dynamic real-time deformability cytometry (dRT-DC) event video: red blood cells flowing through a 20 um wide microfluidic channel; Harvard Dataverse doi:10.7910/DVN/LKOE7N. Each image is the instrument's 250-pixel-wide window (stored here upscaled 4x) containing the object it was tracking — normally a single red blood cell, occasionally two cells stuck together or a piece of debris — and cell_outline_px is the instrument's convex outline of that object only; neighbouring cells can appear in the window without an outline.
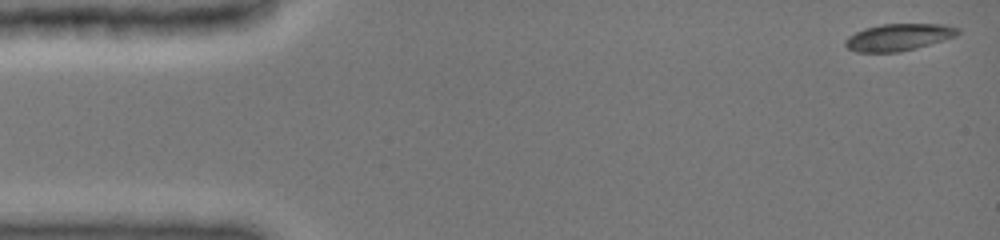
{"species": "common noctule bat (a hibernating species)", "species_latin": "Nyctalus noctula", "temperature_condition": "cold", "stored_images_in_passage": 40, "camera_frame_rate_fps": 3000, "um_per_image_px": 0.085, "animal": {"sex": "female", "body_mass_g": 19.0, "forearm_length_mm": 51.5}, "frame": {"image": 1, "passage_image": 1, "time_ms": 0.0, "image_size_px": [1000, 240], "cell_outline_px": [[960, 32], [956, 36], [944, 40], [916, 48], [900, 52], [856, 52], [848, 48], [844, 44], [844, 40], [848, 36], [864, 28], [880, 24], [944, 24], [960, 28]], "centroid_in_image_um": [76.38, 3.16], "position_along_channel_um": 8.6, "area_um2": 17.8}}
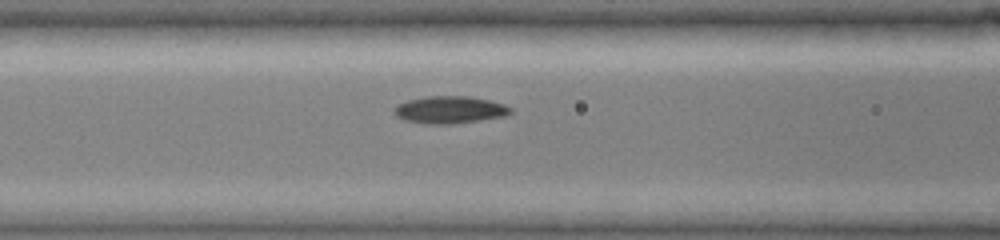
{"frame": {"image": 2, "passage_image": 17, "time_ms": 6.0, "image_size_px": [1000, 240], "cell_outline_px": [[512, 112], [504, 116], [452, 124], [424, 124], [404, 120], [396, 116], [392, 112], [396, 104], [408, 100], [424, 96], [468, 96], [488, 100], [504, 104], [512, 108]], "centroid_in_image_um": [38.17, 9.33], "position_along_channel_um": 128.4, "area_um2": 18.61}}
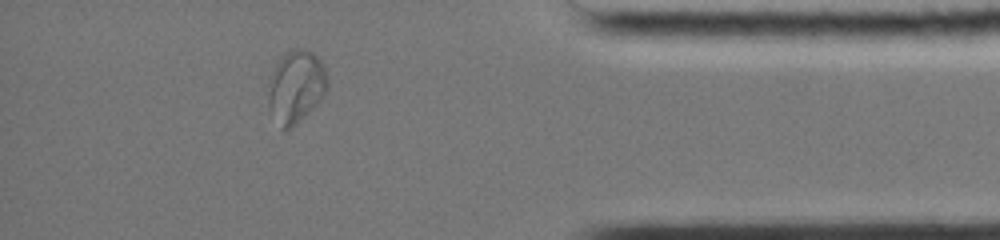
{"frame": {"image": 3, "passage_image": 35, "time_ms": 13.667, "image_size_px": [1000, 240], "cell_outline_px": [[328, 88], [324, 96], [288, 132], [268, 112], [268, 80], [276, 64], [292, 48], [300, 48], [312, 52], [324, 64], [328, 80]], "centroid_in_image_um": [25.15, 7.37], "position_along_channel_um": 410.0, "area_um2": 25.09}, "authors_computed_cell_mechanics": {"area_um2": 18.207, "velocity_mm_per_s": 3.945, "shape_relaxation_time_tau1_ms": 3.363, "shape_relaxation_time_tau2_ms": null, "deformation_change_tau1": 0.1199, "deformation_change_tau2": null}}